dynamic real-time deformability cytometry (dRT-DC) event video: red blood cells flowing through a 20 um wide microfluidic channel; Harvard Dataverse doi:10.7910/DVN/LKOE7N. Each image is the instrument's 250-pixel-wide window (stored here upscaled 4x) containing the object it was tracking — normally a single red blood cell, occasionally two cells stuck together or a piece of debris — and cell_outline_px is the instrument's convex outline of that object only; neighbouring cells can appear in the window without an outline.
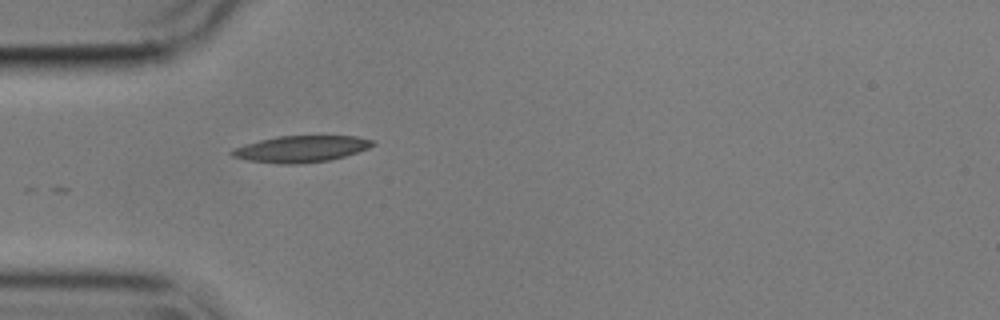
{"species": "common noctule bat (a hibernating species)", "species_latin": "Nyctalus noctula", "temperature_condition": "cold", "stored_images_in_passage": 17, "camera_frame_rate_fps": 3000, "um_per_image_px": 0.085, "animal": {"sex": "male", "body_mass_g": 17.9}, "frame": {"image": 1, "passage_image": 1, "time_ms": 0.0, "image_size_px": [1000, 320], "cell_outline_px": [[376, 144], [368, 148], [344, 156], [328, 160], [300, 164], [280, 164], [248, 160], [232, 156], [228, 152], [232, 148], [244, 144], [276, 136], [356, 136], [372, 140]], "centroid_in_image_um": [25.54, 12.66], "position_along_channel_um": 59.5, "area_um2": 21.68}}
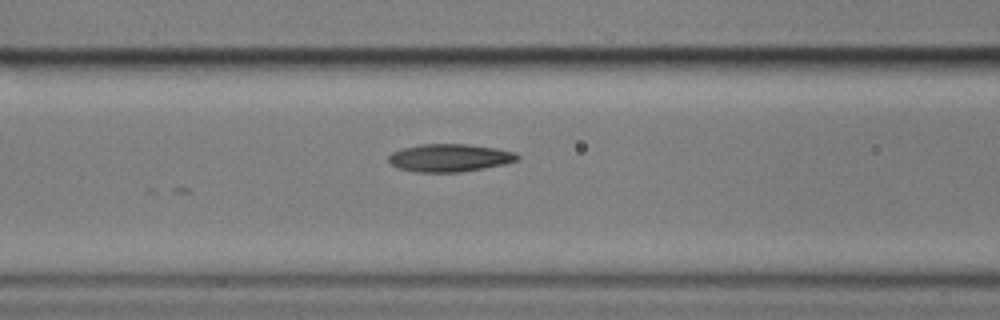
{"frame": {"image": 2, "passage_image": 7, "time_ms": 2.0, "image_size_px": [1000, 320], "cell_outline_px": [[520, 156], [516, 160], [504, 164], [484, 168], [460, 172], [416, 172], [396, 168], [388, 164], [388, 156], [392, 152], [404, 148], [420, 144], [468, 144], [496, 148], [516, 152]], "centroid_in_image_um": [38.18, 13.42], "position_along_channel_um": 128.4, "area_um2": 20.98}}
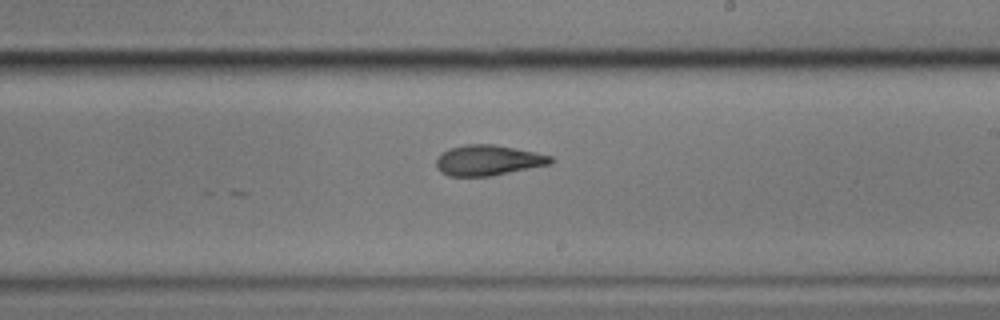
{"frame": {"image": 3, "passage_image": 17, "time_ms": 5.333, "image_size_px": [1000, 320], "cell_outline_px": [[552, 164], [492, 176], [448, 176], [440, 172], [436, 168], [436, 156], [440, 152], [448, 148], [464, 144], [492, 144], [552, 156]], "centroid_in_image_um": [41.41, 13.63], "position_along_channel_um": 247.6, "area_um2": 20.46}}